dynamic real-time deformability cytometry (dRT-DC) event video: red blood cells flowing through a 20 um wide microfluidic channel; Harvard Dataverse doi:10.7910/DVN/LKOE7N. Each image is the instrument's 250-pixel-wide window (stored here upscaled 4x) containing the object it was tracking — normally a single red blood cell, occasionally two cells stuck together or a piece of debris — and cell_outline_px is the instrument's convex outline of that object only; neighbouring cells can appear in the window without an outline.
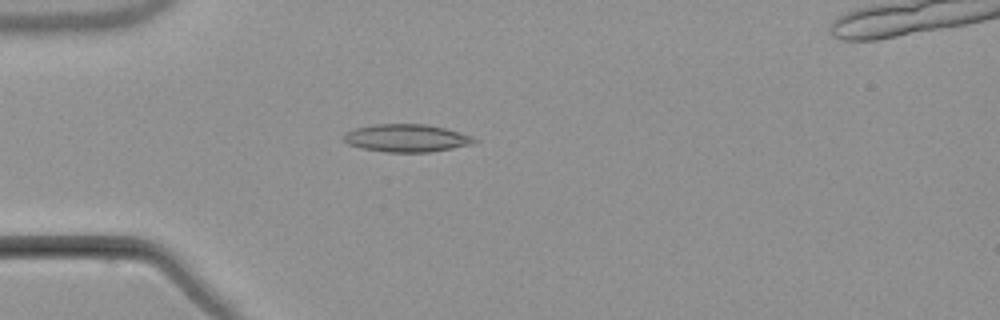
{"species": "common noctule bat (a hibernating species)", "species_latin": "Nyctalus noctula", "temperature_condition": "warm", "stored_images_in_passage": 4, "camera_frame_rate_fps": 3000, "um_per_image_px": 0.085, "animal": {"sex": "male", "body_mass_g": 21.5, "forearm_length_mm": 52.0}, "frame": {"image": 1, "passage_image": 4, "time_ms": 4.333, "image_size_px": [1000, 320], "cell_outline_px": [[480, 140], [476, 144], [428, 152], [384, 152], [360, 148], [348, 144], [344, 140], [344, 136], [348, 132], [356, 128], [376, 124], [424, 124], [444, 128], [472, 136]], "centroid_in_image_um": [34.6, 11.75], "position_along_channel_um": 50.4, "area_um2": 21.04}}